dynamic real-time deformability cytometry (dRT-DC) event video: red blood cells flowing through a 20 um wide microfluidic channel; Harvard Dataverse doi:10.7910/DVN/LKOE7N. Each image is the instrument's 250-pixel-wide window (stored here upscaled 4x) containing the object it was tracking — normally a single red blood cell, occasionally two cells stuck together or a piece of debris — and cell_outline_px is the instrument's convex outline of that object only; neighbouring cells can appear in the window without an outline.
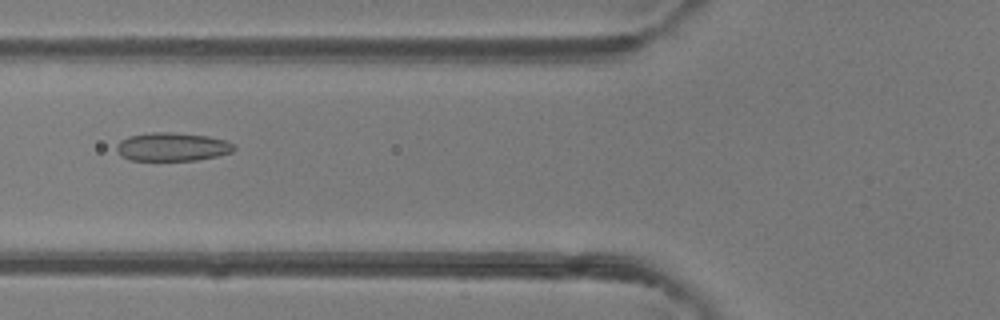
{"species": "common noctule bat (a hibernating species)", "species_latin": "Nyctalus noctula", "temperature_condition": "room temperature", "stored_images_in_passage": 35, "camera_frame_rate_fps": 3000, "um_per_image_px": 0.085, "animal": {"sex": "female"}, "frame": {"image": 1, "passage_image": 5, "time_ms": 1.333, "image_size_px": [1000, 320], "cell_outline_px": [[236, 148], [232, 152], [216, 156], [196, 160], [128, 160], [120, 156], [116, 148], [116, 144], [120, 140], [128, 136], [152, 132], [172, 132], [208, 136], [224, 140], [232, 144]], "centroid_in_image_um": [14.59, 12.48], "position_along_channel_um": 111.2, "area_um2": 19.48}}
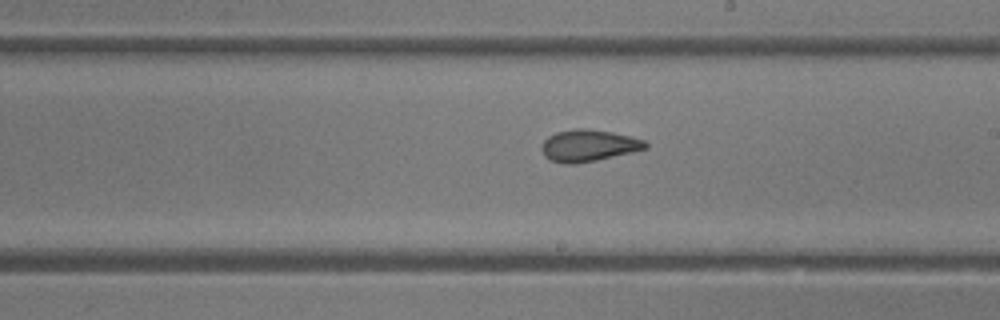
{"frame": {"image": 2, "passage_image": 14, "time_ms": 4.333, "image_size_px": [1000, 320], "cell_outline_px": [[648, 148], [632, 152], [596, 160], [576, 164], [564, 164], [548, 160], [544, 156], [540, 148], [544, 140], [548, 136], [556, 132], [576, 128], [584, 128], [612, 132], [632, 136], [644, 140], [648, 144]], "centroid_in_image_um": [50.0, 12.38], "position_along_channel_um": 239.0, "area_um2": 19.42}}
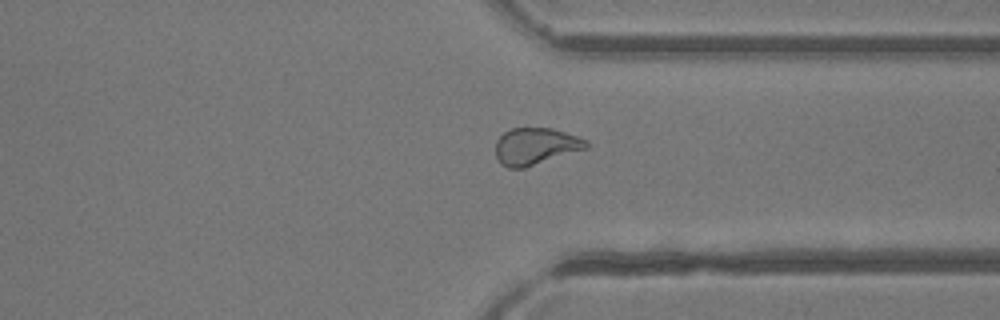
{"frame": {"image": 3, "passage_image": 23, "time_ms": 7.333, "image_size_px": [1000, 320], "cell_outline_px": [[588, 148], [524, 168], [508, 168], [500, 164], [496, 156], [496, 140], [504, 132], [512, 128], [552, 128], [588, 140]], "centroid_in_image_um": [45.51, 12.44], "position_along_channel_um": 365.9, "area_um2": 19.48}, "authors_computed_cell_mechanics": {"area_um2": 19.363, "velocity_mm_per_s": 4.249, "shape_relaxation_time_tau1_ms": 10.306, "shape_relaxation_time_tau2_ms": 0.8856, "deformation_change_tau1": 0.2398, "deformation_change_tau2": 0.0624}}